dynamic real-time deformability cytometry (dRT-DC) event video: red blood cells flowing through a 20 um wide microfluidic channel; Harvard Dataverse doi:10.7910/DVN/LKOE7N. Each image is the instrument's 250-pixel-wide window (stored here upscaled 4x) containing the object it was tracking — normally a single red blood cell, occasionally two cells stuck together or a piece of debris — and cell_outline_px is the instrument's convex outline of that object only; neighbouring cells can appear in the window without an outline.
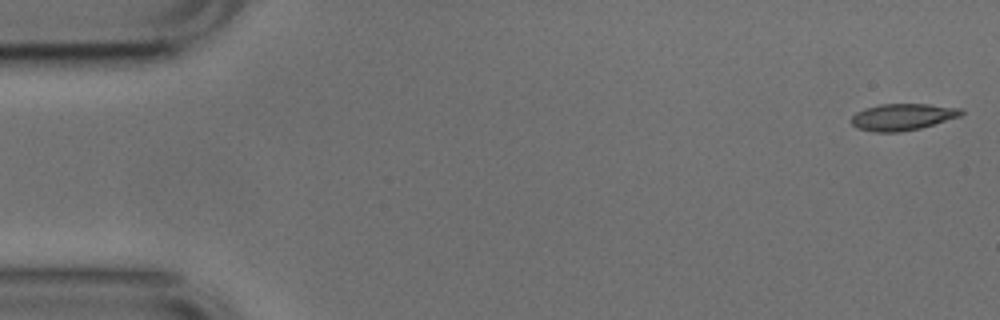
{"species": "common noctule bat (a hibernating species)", "species_latin": "Nyctalus noctula", "temperature_condition": "cold", "stored_images_in_passage": 6, "camera_frame_rate_fps": 3000, "um_per_image_px": 0.085, "animal": {"sex": "male", "body_mass_g": 17.9, "forearm_length_mm": 54.2}, "frame": {"image": 1, "passage_image": 1, "time_ms": 0.0, "image_size_px": [1000, 320], "cell_outline_px": [[964, 112], [960, 116], [920, 128], [900, 132], [876, 132], [856, 128], [852, 124], [852, 116], [856, 112], [864, 108], [880, 104], [928, 104], [964, 108]], "centroid_in_image_um": [76.72, 9.93], "position_along_channel_um": 8.3, "area_um2": 17.11}}